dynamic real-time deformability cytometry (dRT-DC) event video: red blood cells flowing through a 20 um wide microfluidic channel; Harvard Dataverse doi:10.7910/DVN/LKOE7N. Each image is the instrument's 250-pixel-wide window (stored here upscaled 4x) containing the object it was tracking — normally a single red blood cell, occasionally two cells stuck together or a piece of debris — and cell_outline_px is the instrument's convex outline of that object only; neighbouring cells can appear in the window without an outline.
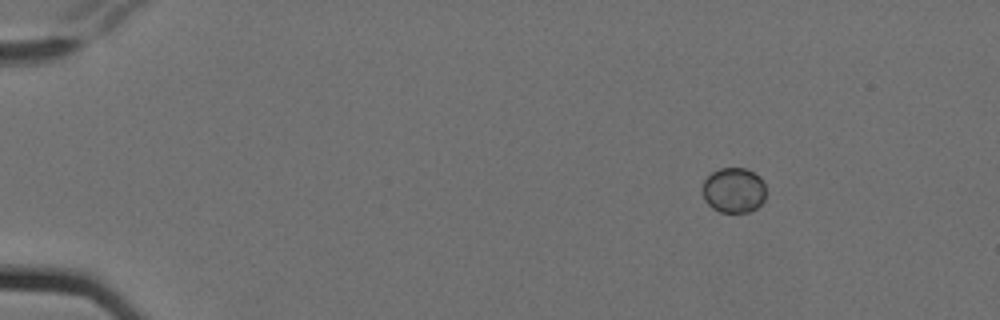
{"species": "Egyptian fruit bat (a non-hibernating species)", "species_latin": "Rousettus aegyptiacus", "temperature_condition": "cold", "stored_images_in_passage": 5, "camera_frame_rate_fps": 3000, "um_per_image_px": 0.085, "animal": {"sex": "female"}, "frame": {"image": 1, "passage_image": 1, "time_ms": 0.0, "image_size_px": [1000, 320], "cell_outline_px": [[764, 200], [756, 208], [748, 212], [720, 212], [712, 208], [704, 200], [704, 180], [712, 172], [720, 168], [744, 168], [760, 176], [764, 184]], "centroid_in_image_um": [62.37, 16.17], "position_along_channel_um": 22.6, "area_um2": 16.53}}